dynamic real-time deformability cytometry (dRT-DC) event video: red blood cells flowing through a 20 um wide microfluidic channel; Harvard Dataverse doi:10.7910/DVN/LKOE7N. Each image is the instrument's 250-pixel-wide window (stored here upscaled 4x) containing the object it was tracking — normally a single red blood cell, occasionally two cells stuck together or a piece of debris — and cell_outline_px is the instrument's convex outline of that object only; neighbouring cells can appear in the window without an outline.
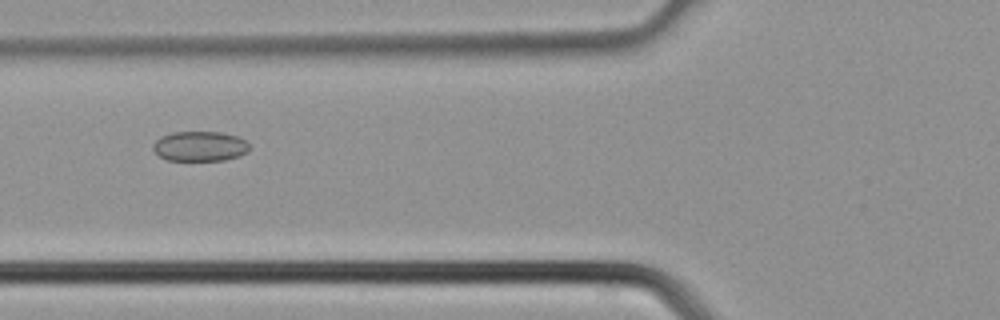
{"species": "common noctule bat (a hibernating species)", "species_latin": "Nyctalus noctula", "temperature_condition": "cold", "stored_images_in_passage": 3, "camera_frame_rate_fps": 3000, "um_per_image_px": 0.085, "animal": {"sex": "male", "body_mass_g": 21.5, "forearm_length_mm": 52.0}, "frame": {"image": 1, "passage_image": 3, "time_ms": 0.667, "image_size_px": [1000, 320], "cell_outline_px": [[248, 152], [240, 156], [224, 160], [168, 160], [160, 156], [152, 148], [152, 144], [160, 136], [172, 132], [220, 132], [236, 136], [244, 140], [248, 144]], "centroid_in_image_um": [16.97, 12.43], "position_along_channel_um": 108.8, "area_um2": 16.76}}